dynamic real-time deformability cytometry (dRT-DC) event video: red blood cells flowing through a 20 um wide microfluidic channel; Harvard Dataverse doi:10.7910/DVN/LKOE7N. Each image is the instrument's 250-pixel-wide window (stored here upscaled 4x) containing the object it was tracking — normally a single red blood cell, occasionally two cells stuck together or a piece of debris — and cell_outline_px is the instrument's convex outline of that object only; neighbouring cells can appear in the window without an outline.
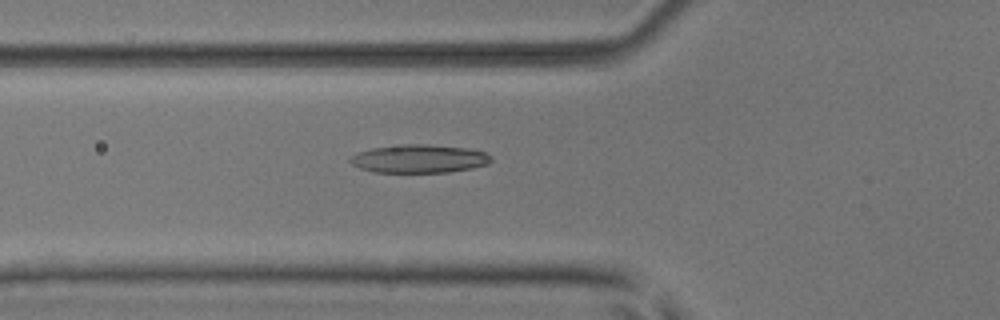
{"species": "common noctule bat (a hibernating species)", "species_latin": "Nyctalus noctula", "temperature_condition": "room temperature", "stored_images_in_passage": 46, "camera_frame_rate_fps": 3000, "um_per_image_px": 0.085, "animal": {"sex": "male", "body_mass_g": 17.9, "forearm_length_mm": 54.2}, "frame": {"image": 1, "passage_image": 14, "time_ms": 4.333, "image_size_px": [1000, 320], "cell_outline_px": [[492, 160], [488, 164], [472, 168], [448, 172], [376, 172], [360, 168], [352, 164], [348, 160], [348, 156], [356, 152], [372, 148], [404, 144], [428, 144], [472, 148], [484, 152], [492, 156]], "centroid_in_image_um": [35.63, 13.48], "position_along_channel_um": 90.2, "area_um2": 23.47}}
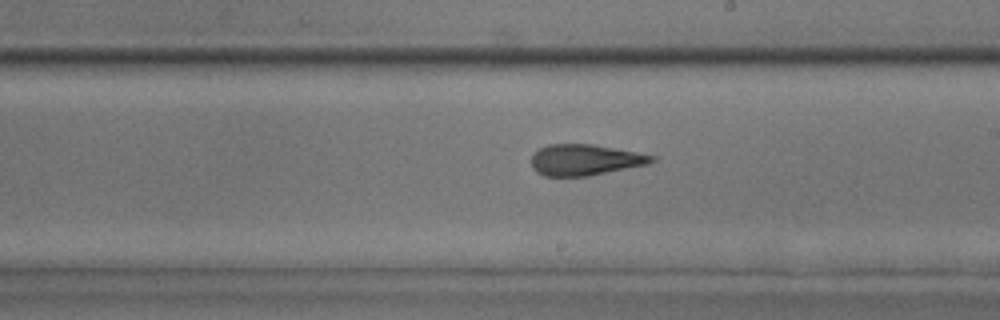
{"frame": {"image": 2, "passage_image": 25, "time_ms": 8.0, "image_size_px": [1000, 320], "cell_outline_px": [[660, 156], [656, 160], [648, 164], [588, 176], [544, 176], [536, 172], [532, 168], [532, 152], [548, 144], [592, 144]], "centroid_in_image_um": [49.74, 13.58], "position_along_channel_um": 239.3, "area_um2": 21.96}}
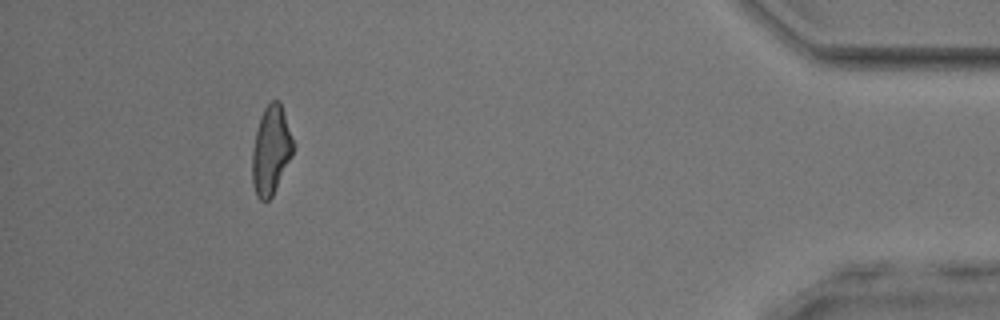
{"frame": {"image": 3, "passage_image": 42, "time_ms": 13.667, "image_size_px": [1000, 320], "cell_outline_px": [[292, 156], [272, 196], [268, 200], [260, 200], [256, 196], [252, 184], [252, 148], [260, 116], [264, 108], [272, 100], [280, 100], [284, 112], [292, 140]], "centroid_in_image_um": [23.0, 12.78], "position_along_channel_um": 412.2, "area_um2": 20.92}, "authors_computed_cell_mechanics": {"area_um2": 22.7732, "velocity_mm_per_s": 4.0689, "shape_relaxation_time_tau1_ms": 2.8718, "shape_relaxation_time_tau2_ms": 3.4045, "deformation_change_tau1": 0.0982, "deformation_change_tau2": 0.1815}}